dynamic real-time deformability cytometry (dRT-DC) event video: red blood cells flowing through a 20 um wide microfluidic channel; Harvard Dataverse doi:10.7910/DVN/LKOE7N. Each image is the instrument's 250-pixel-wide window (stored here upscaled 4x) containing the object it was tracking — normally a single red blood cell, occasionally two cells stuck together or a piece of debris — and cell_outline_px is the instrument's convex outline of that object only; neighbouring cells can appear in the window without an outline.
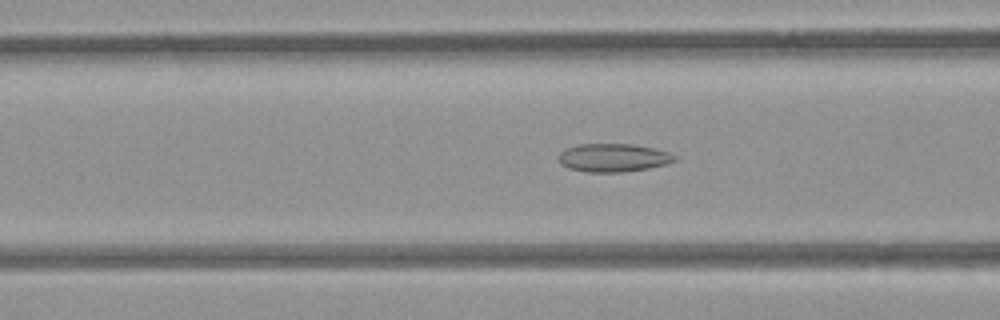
{"species": "common noctule bat (a hibernating species)", "species_latin": "Nyctalus noctula", "temperature_condition": "room temperature", "stored_images_in_passage": 43, "camera_frame_rate_fps": 3000, "um_per_image_px": 0.085, "animal": {"sex": "female", "body_mass_g": 21.9}, "frame": {"image": 1, "passage_image": 20, "time_ms": 6.333, "image_size_px": [1000, 320], "cell_outline_px": [[676, 160], [668, 164], [648, 168], [624, 172], [588, 172], [568, 168], [560, 164], [560, 152], [564, 148], [580, 144], [632, 144], [652, 148], [668, 152], [676, 156]], "centroid_in_image_um": [52.12, 13.41], "position_along_channel_um": 114.5, "area_um2": 19.07}}
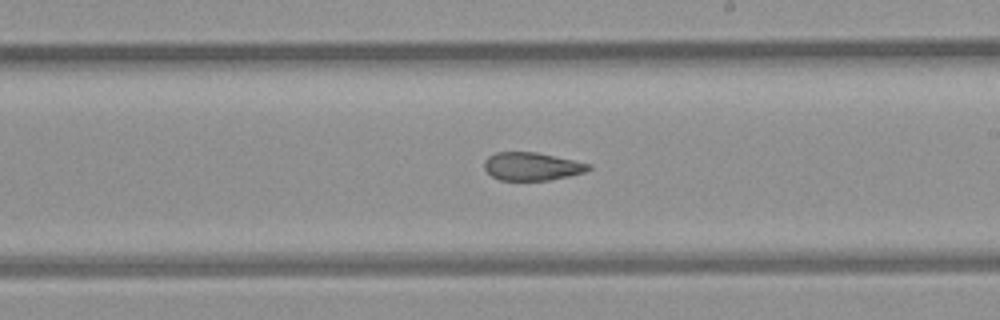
{"frame": {"image": 2, "passage_image": 30, "time_ms": 9.667, "image_size_px": [1000, 320], "cell_outline_px": [[592, 168], [584, 172], [568, 176], [548, 180], [500, 180], [492, 176], [484, 168], [484, 160], [488, 156], [496, 152], [536, 152], [592, 164]], "centroid_in_image_um": [45.2, 14.14], "position_along_channel_um": 243.8, "area_um2": 16.99}}
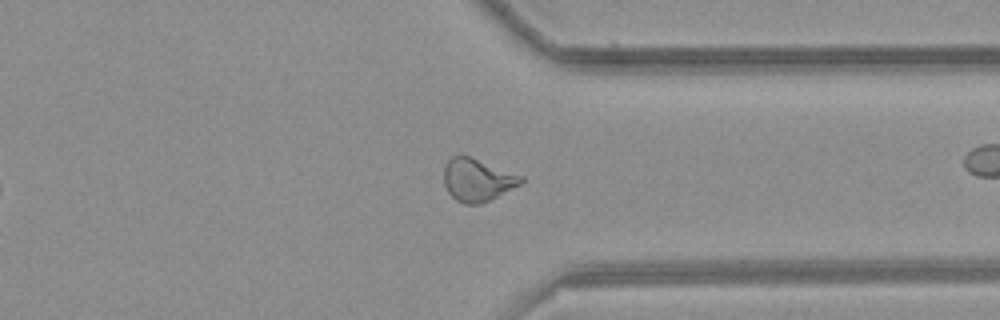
{"frame": {"image": 3, "passage_image": 40, "time_ms": 13.0, "image_size_px": [1000, 320], "cell_outline_px": [[524, 180], [520, 184], [480, 204], [464, 204], [456, 200], [448, 192], [444, 184], [444, 164], [452, 156], [472, 156], [524, 176]], "centroid_in_image_um": [40.56, 15.27], "position_along_channel_um": 370.8, "area_um2": 19.19}, "authors_computed_cell_mechanics": {"area_um2": 19.074, "velocity_mm_per_s": 3.881, "shape_relaxation_time_tau1_ms": null, "shape_relaxation_time_tau2_ms": 1.9997, "deformation_change_tau1": null, "deformation_change_tau2": 0.0853}}